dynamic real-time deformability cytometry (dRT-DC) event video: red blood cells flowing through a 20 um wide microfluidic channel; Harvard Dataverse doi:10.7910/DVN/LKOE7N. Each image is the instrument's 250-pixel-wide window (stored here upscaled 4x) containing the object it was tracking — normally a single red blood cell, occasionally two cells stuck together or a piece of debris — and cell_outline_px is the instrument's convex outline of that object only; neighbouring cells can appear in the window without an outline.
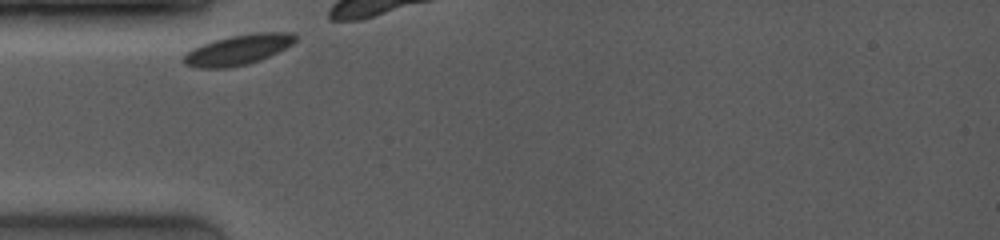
{"species": "common noctule bat (a hibernating species)", "species_latin": "Nyctalus noctula", "temperature_condition": "room temperature", "stored_images_in_passage": 24, "camera_frame_rate_fps": 4000, "um_per_image_px": 0.085, "animal": {"sex": "female", "body_mass_g": 19.0, "forearm_length_mm": 53.3}, "frame": {"image": 1, "passage_image": 1, "time_ms": 0.0, "image_size_px": [1000, 240], "cell_outline_px": [[296, 40], [292, 44], [260, 60], [248, 64], [228, 68], [196, 68], [184, 64], [180, 60], [192, 48], [216, 40], [232, 36], [256, 32], [292, 32], [296, 36]], "centroid_in_image_um": [20.21, 4.24], "position_along_channel_um": 64.8, "area_um2": 19.48}}